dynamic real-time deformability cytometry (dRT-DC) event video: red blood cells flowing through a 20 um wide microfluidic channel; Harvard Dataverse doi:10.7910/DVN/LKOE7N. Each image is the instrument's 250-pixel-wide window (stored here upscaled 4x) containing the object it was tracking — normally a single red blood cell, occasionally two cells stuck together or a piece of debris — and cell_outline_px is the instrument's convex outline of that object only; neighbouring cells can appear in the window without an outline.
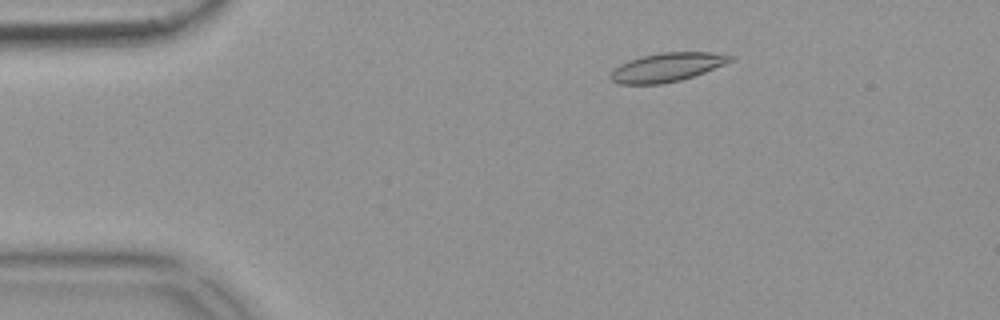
{"species": "common noctule bat (a hibernating species)", "species_latin": "Nyctalus noctula", "temperature_condition": "warm", "stored_images_in_passage": 54, "camera_frame_rate_fps": 3000, "um_per_image_px": 0.085, "animal": {"sex": "female", "body_mass_g": 18.4}, "frame": {"image": 1, "passage_image": 9, "time_ms": 2.667, "image_size_px": [1000, 320], "cell_outline_px": [[736, 56], [732, 60], [724, 64], [704, 72], [680, 80], [660, 84], [616, 84], [608, 76], [620, 64], [628, 60], [640, 56], [660, 52], [712, 52]], "centroid_in_image_um": [56.67, 5.71], "position_along_channel_um": 28.3, "area_um2": 20.06}}
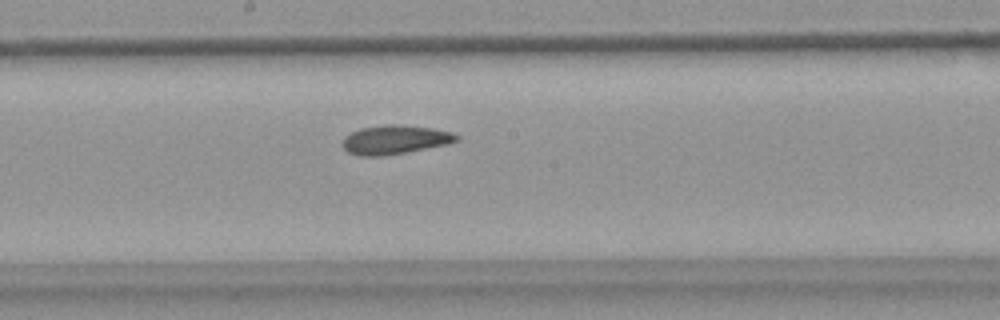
{"frame": {"image": 2, "passage_image": 29, "time_ms": 9.333, "image_size_px": [1000, 320], "cell_outline_px": [[460, 140], [448, 144], [384, 156], [356, 156], [348, 152], [340, 144], [344, 136], [360, 128], [384, 124], [400, 124], [432, 128], [452, 132], [460, 136]], "centroid_in_image_um": [33.55, 11.87], "position_along_channel_um": 214.7, "area_um2": 19.54}}
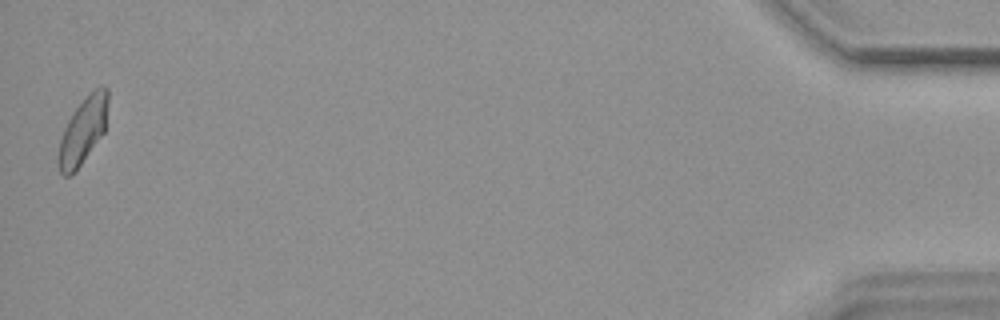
{"frame": {"image": 3, "passage_image": 54, "time_ms": 17.667, "image_size_px": [1000, 320], "cell_outline_px": [[108, 100], [104, 132], [76, 172], [68, 176], [64, 176], [60, 172], [56, 160], [56, 156], [60, 140], [64, 128], [72, 112], [100, 84], [104, 84], [108, 88]], "centroid_in_image_um": [7.03, 11.15], "position_along_channel_um": 428.2, "area_um2": 19.25}, "authors_computed_cell_mechanics": {"area_um2": 19.4208, "velocity_mm_per_s": 3.6728, "shape_relaxation_time_tau1_ms": 10.1049, "shape_relaxation_time_tau2_ms": 4.5473, "deformation_change_tau1": 0.1831, "deformation_change_tau2": 0.1078}}